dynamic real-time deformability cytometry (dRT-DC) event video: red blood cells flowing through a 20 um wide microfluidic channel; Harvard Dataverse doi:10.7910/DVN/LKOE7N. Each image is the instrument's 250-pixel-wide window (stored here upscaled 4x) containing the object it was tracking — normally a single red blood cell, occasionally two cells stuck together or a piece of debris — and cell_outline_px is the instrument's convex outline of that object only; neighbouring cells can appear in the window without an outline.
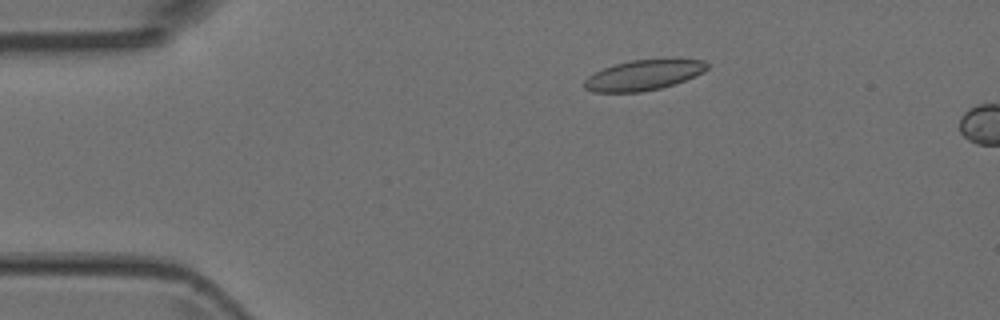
{"species": "Egyptian fruit bat (a non-hibernating species)", "species_latin": "Rousettus aegyptiacus", "temperature_condition": "room temperature", "stored_images_in_passage": 2, "camera_frame_rate_fps": 3000, "um_per_image_px": 0.085, "animal": {"sex": "female"}, "frame": {"image": 1, "passage_image": 1, "time_ms": 0.0, "image_size_px": [1000, 320], "cell_outline_px": [[708, 68], [676, 84], [660, 88], [640, 92], [592, 92], [584, 88], [584, 80], [588, 76], [604, 68], [616, 64], [632, 60], [704, 60], [708, 64]], "centroid_in_image_um": [54.64, 6.4], "position_along_channel_um": 30.4, "area_um2": 21.15}}